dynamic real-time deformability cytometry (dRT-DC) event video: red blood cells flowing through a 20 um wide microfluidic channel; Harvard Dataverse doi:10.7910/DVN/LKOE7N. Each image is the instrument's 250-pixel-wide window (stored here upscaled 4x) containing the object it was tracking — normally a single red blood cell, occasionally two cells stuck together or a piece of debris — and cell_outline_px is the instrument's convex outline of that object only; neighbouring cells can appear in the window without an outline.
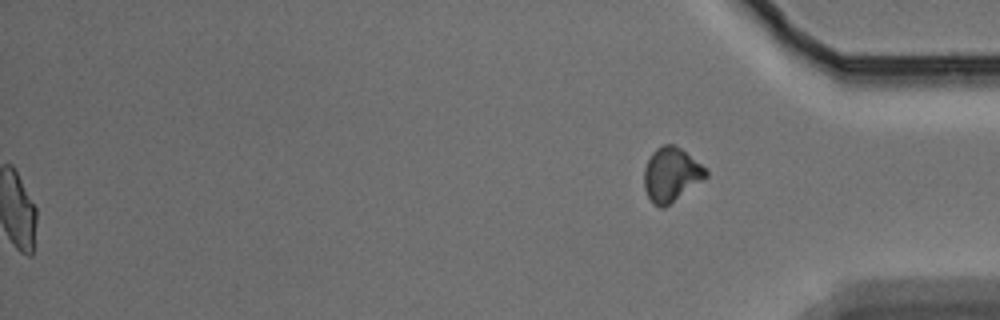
{"species": "Egyptian fruit bat (a non-hibernating species)", "species_latin": "Rousettus aegyptiacus", "temperature_condition": "warm", "stored_images_in_passage": 53, "segment_of_instrument_passage": [2, 2], "camera_frame_rate_fps": 3000, "um_per_image_px": 0.085, "animal": {"sex": "male"}, "frame": {"image": 1, "passage_image": 53, "time_ms": 17.333, "image_size_px": [1000, 320], "cell_outline_px": [[708, 176], [664, 208], [660, 208], [652, 204], [644, 188], [644, 168], [652, 152], [656, 148], [664, 144], [672, 144], [680, 148], [700, 164], [708, 172]], "centroid_in_image_um": [57.02, 14.85], "position_along_channel_um": 378.2, "area_um2": 19.25}}